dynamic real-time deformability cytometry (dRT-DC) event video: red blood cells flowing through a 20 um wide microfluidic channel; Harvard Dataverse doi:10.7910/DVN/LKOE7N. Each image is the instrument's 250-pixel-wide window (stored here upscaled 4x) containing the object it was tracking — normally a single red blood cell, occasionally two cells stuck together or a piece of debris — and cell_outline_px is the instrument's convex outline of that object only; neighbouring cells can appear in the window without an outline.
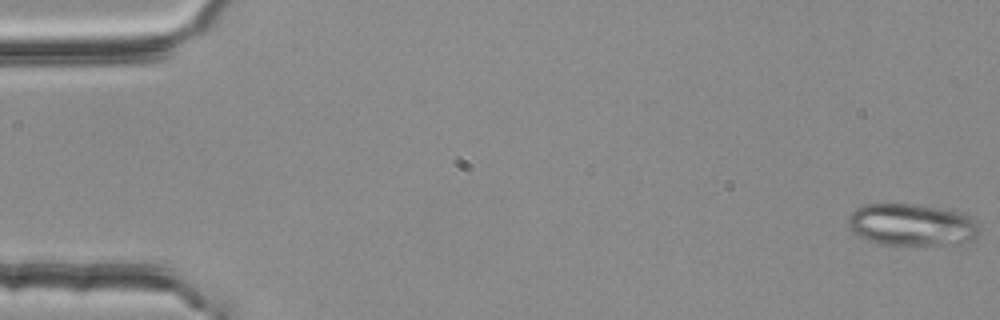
{"species": "common noctule bat (a hibernating species)", "species_latin": "Nyctalus noctula", "temperature_condition": "room temperature", "stored_images_in_passage": 31, "camera_frame_rate_fps": 3000, "um_per_image_px": 0.085, "animal": {"sex": "female", "body_mass_g": 25.1}, "frame": {"image": 1, "passage_image": 1, "time_ms": 0.0, "image_size_px": [1000, 320], "cell_outline_px": [[976, 236], [972, 240], [960, 244], [880, 244], [868, 240], [852, 232], [848, 228], [848, 216], [856, 208], [864, 204], [912, 204], [952, 208], [964, 212], [972, 216], [976, 224]], "centroid_in_image_um": [77.5, 19.08], "position_along_channel_um": 7.5, "area_um2": 32.43}}
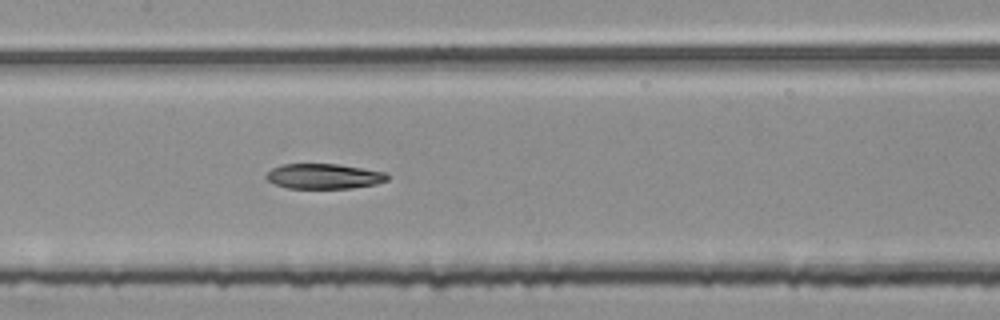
{"frame": {"image": 2, "passage_image": 27, "time_ms": 8.667, "image_size_px": [1000, 320], "cell_outline_px": [[392, 176], [388, 180], [376, 184], [352, 188], [288, 188], [276, 184], [268, 180], [264, 176], [272, 168], [284, 164], [336, 164], [388, 172]], "centroid_in_image_um": [27.6, 14.98], "position_along_channel_um": 179.8, "area_um2": 17.8}}
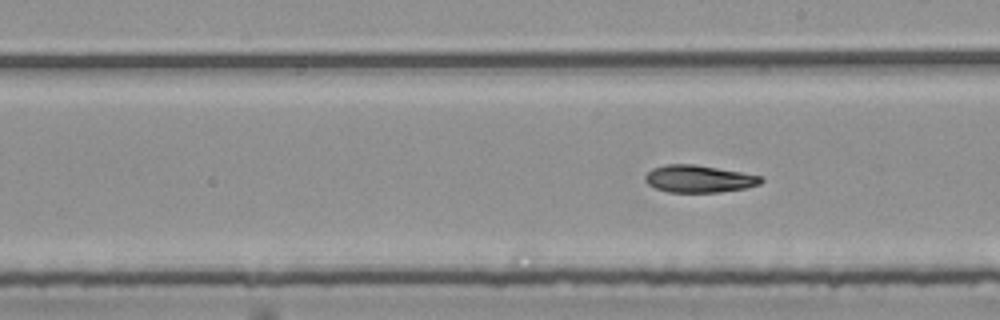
{"frame": {"image": 3, "passage_image": 31, "time_ms": 10.0, "image_size_px": [1000, 320], "cell_outline_px": [[764, 180], [760, 184], [744, 188], [720, 192], [668, 192], [656, 188], [648, 184], [644, 180], [644, 176], [652, 168], [668, 164], [692, 164], [764, 176]], "centroid_in_image_um": [59.4, 15.2], "position_along_channel_um": 229.6, "area_um2": 18.32}}